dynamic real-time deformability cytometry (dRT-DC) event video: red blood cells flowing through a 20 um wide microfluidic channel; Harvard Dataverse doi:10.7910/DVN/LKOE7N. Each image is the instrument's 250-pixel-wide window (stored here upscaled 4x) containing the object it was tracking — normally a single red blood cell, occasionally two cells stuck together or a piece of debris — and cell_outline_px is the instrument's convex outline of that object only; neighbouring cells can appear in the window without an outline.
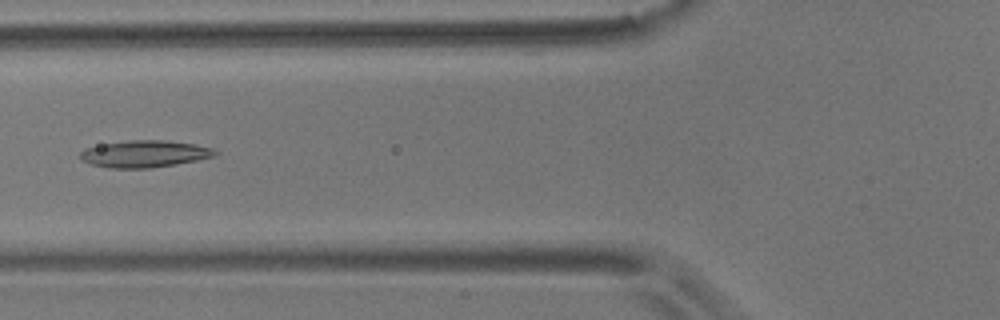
{"species": "common noctule bat (a hibernating species)", "species_latin": "Nyctalus noctula", "temperature_condition": "room temperature", "stored_images_in_passage": 6, "camera_frame_rate_fps": 3000, "um_per_image_px": 0.085, "animal": {"sex": "male", "body_mass_g": 17.9}, "frame": {"image": 1, "passage_image": 6, "time_ms": 1.667, "image_size_px": [1000, 320], "cell_outline_px": [[220, 152], [216, 156], [176, 164], [152, 168], [108, 168], [92, 164], [80, 160], [80, 152], [84, 148], [100, 144], [128, 140], [164, 140], [196, 144], [212, 148]], "centroid_in_image_um": [12.28, 13.07], "position_along_channel_um": 113.5, "area_um2": 21.39}}